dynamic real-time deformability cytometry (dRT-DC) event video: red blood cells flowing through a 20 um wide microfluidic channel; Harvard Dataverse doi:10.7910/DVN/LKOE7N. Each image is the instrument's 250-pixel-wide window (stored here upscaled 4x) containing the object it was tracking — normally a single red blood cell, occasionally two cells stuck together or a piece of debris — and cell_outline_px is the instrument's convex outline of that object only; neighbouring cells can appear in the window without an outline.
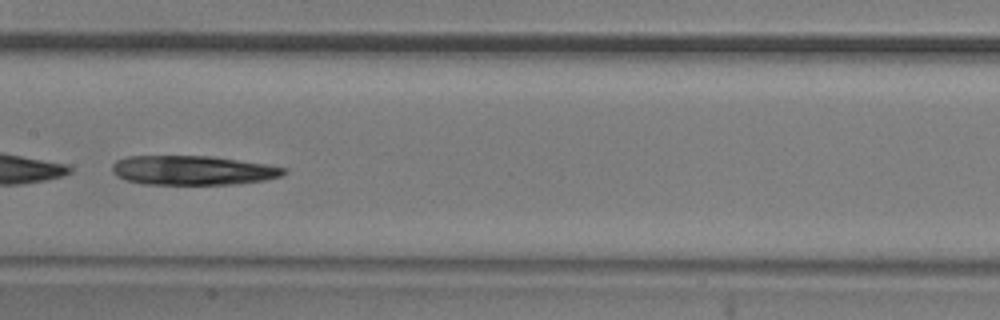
{"species": "common noctule bat (a hibernating species)", "species_latin": "Nyctalus noctula", "temperature_condition": "room temperature", "stored_images_in_passage": 46, "camera_frame_rate_fps": 3000, "um_per_image_px": 0.085, "animal": {"sex": "male", "body_mass_g": 20.5, "forearm_length_mm": 52.5}, "frame": {"image": 1, "passage_image": 26, "time_ms": 8.333, "image_size_px": [1000, 320], "cell_outline_px": [[288, 172], [280, 176], [264, 180], [236, 184], [140, 184], [124, 180], [116, 176], [112, 172], [112, 164], [116, 160], [128, 156], [212, 156], [264, 164], [288, 168]], "centroid_in_image_um": [16.35, 14.48], "position_along_channel_um": 191.1, "area_um2": 29.48}}
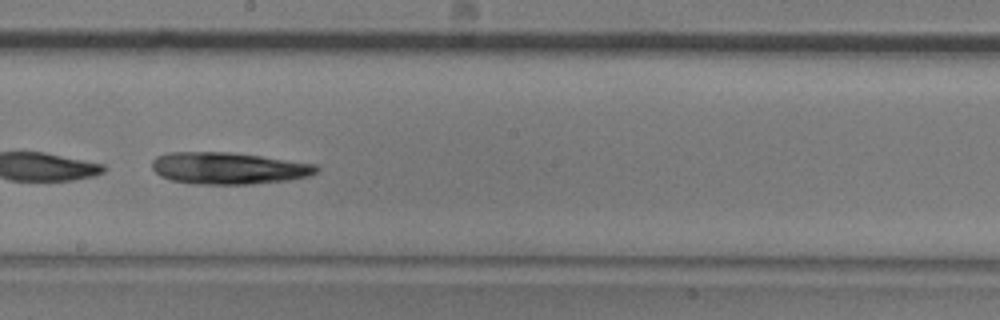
{"frame": {"image": 2, "passage_image": 29, "time_ms": 9.333, "image_size_px": [1000, 320], "cell_outline_px": [[320, 168], [316, 172], [308, 176], [288, 180], [252, 184], [196, 184], [172, 180], [160, 176], [152, 168], [152, 160], [156, 156], [168, 152], [232, 152], [316, 164]], "centroid_in_image_um": [19.4, 14.29], "position_along_channel_um": 228.8, "area_um2": 30.52}}
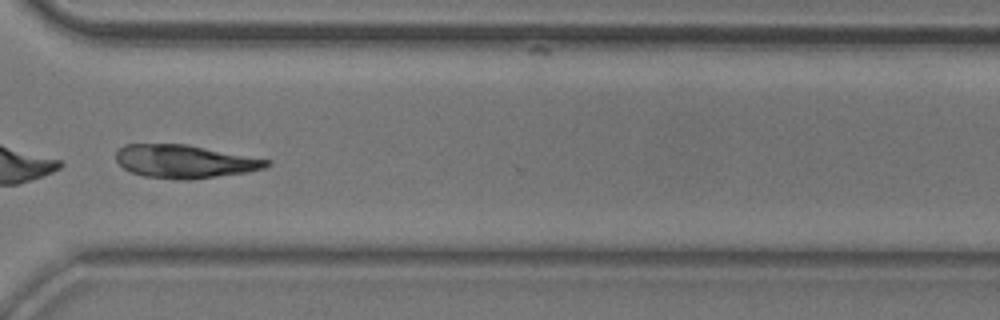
{"frame": {"image": 3, "passage_image": 39, "time_ms": 12.667, "image_size_px": [1000, 320], "cell_outline_px": [[272, 164], [268, 168], [248, 172], [188, 180], [176, 180], [144, 176], [132, 172], [124, 168], [116, 160], [116, 152], [124, 144], [188, 144], [272, 160]], "centroid_in_image_um": [15.76, 13.72], "position_along_channel_um": 354.8, "area_um2": 29.42}}